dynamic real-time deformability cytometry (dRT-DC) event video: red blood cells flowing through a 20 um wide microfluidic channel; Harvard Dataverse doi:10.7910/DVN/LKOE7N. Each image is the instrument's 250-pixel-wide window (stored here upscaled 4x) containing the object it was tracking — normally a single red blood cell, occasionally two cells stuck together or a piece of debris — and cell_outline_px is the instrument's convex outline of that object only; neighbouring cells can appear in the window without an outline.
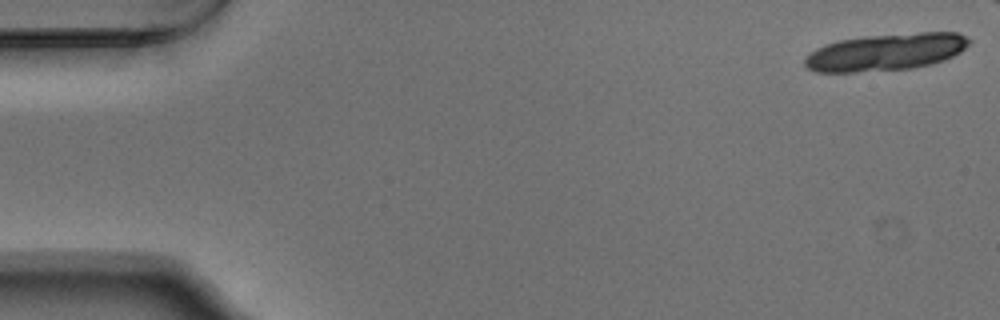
{"species": "Egyptian fruit bat (a non-hibernating species)", "species_latin": "Rousettus aegyptiacus", "temperature_condition": "warm", "stored_images_in_passage": 22, "camera_frame_rate_fps": 3000, "um_per_image_px": 0.085, "animal": {"sex": "male"}, "frame": {"image": 1, "passage_image": 1, "time_ms": 0.0, "image_size_px": [1000, 320], "cell_outline_px": [[972, 40], [960, 52], [944, 60], [932, 64], [912, 68], [852, 72], [816, 72], [808, 68], [804, 64], [804, 60], [816, 48], [840, 40], [864, 36], [920, 32], [956, 32]], "centroid_in_image_um": [75.32, 4.42], "position_along_channel_um": 9.7, "area_um2": 35.26}}
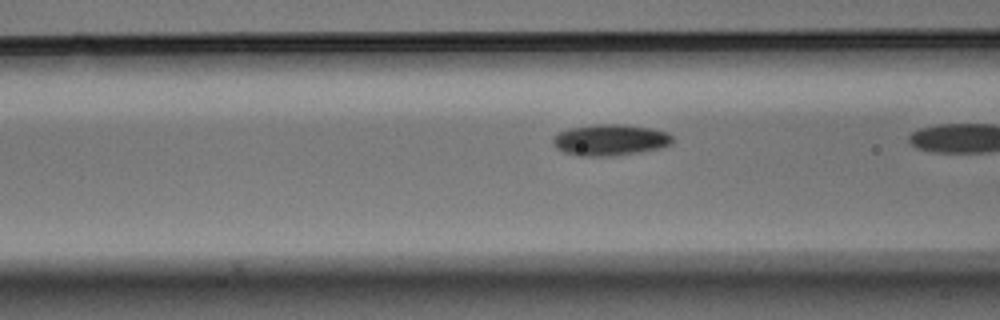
{"frame": {"image": 2, "passage_image": 19, "time_ms": 6.0, "image_size_px": [1000, 320], "cell_outline_px": [[672, 144], [660, 148], [640, 152], [612, 156], [576, 156], [564, 152], [556, 148], [552, 144], [552, 136], [568, 128], [596, 124], [624, 124], [652, 128], [668, 132], [672, 136]], "centroid_in_image_um": [51.84, 11.89], "position_along_channel_um": 114.8, "area_um2": 22.08}}